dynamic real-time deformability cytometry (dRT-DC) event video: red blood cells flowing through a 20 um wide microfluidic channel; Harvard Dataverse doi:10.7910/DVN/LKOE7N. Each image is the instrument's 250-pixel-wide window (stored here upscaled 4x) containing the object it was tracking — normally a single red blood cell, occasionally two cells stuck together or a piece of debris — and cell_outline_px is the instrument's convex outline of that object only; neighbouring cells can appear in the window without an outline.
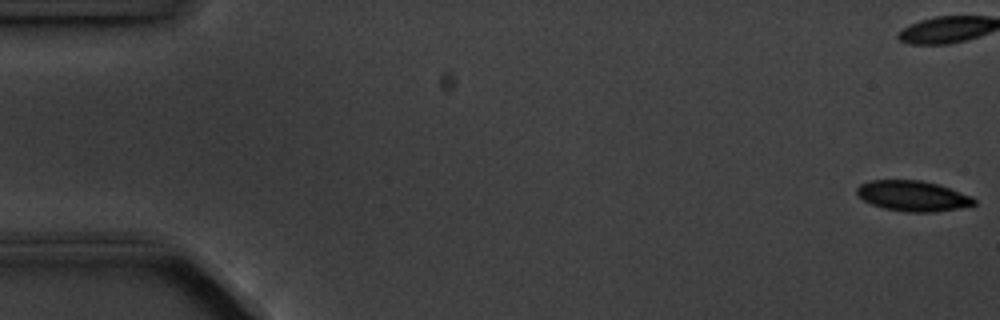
{"species": "common noctule bat (a hibernating species)", "species_latin": "Nyctalus noctula", "temperature_condition": "cold", "stored_images_in_passage": 8, "camera_frame_rate_fps": 3000, "um_per_image_px": 0.085, "animal": {"sex": "male", "body_mass_g": 20.1, "forearm_length_mm": 53.5}, "frame": {"image": 1, "passage_image": 1, "time_ms": 0.0, "image_size_px": [1000, 320], "cell_outline_px": [[976, 204], [956, 208], [932, 212], [908, 212], [884, 208], [872, 204], [864, 200], [856, 192], [856, 188], [860, 184], [868, 180], [920, 180], [940, 184], [972, 196], [976, 200]], "centroid_in_image_um": [77.59, 16.64], "position_along_channel_um": 7.4, "area_um2": 20.75}}
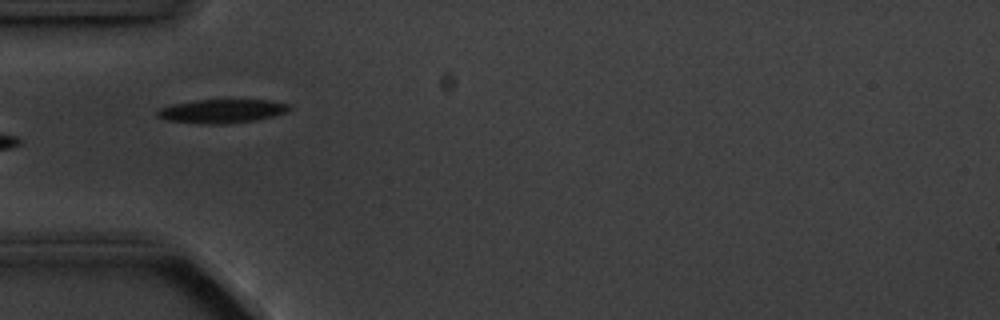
{"frame": {"image": 2, "passage_image": 6, "time_ms": 6.0, "image_size_px": [1000, 320], "cell_outline_px": [[292, 108], [288, 112], [256, 120], [228, 124], [200, 124], [168, 120], [156, 116], [156, 112], [160, 108], [172, 104], [196, 100], [272, 100], [288, 104]], "centroid_in_image_um": [18.87, 9.45], "position_along_channel_um": 66.1, "area_um2": 18.38}}